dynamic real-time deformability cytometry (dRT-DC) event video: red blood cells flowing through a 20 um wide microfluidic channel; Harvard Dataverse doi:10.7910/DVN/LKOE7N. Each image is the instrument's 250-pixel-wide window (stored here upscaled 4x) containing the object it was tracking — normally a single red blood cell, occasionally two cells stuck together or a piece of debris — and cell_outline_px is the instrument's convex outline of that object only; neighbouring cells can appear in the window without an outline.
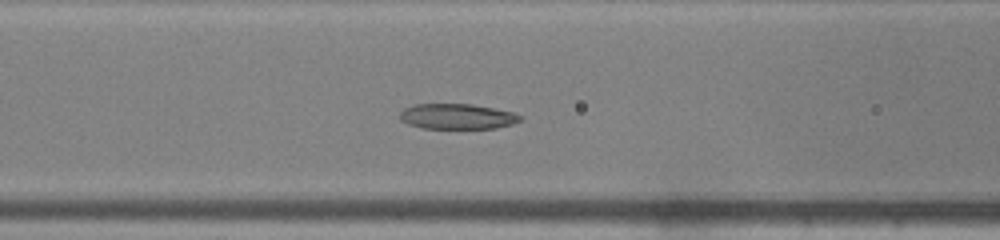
{"species": "common noctule bat (a hibernating species)", "species_latin": "Nyctalus noctula", "temperature_condition": "warm", "stored_images_in_passage": 39, "camera_frame_rate_fps": 3000, "um_per_image_px": 0.085, "animal": {"sex": "male", "body_mass_g": 19.0, "forearm_length_mm": 50.8}, "frame": {"image": 1, "passage_image": 11, "time_ms": 3.333, "image_size_px": [1000, 240], "cell_outline_px": [[524, 116], [520, 120], [512, 124], [496, 128], [424, 128], [408, 124], [400, 120], [400, 112], [404, 108], [416, 104], [472, 104], [512, 112]], "centroid_in_image_um": [38.85, 9.89], "position_along_channel_um": 127.7, "area_um2": 17.69}}
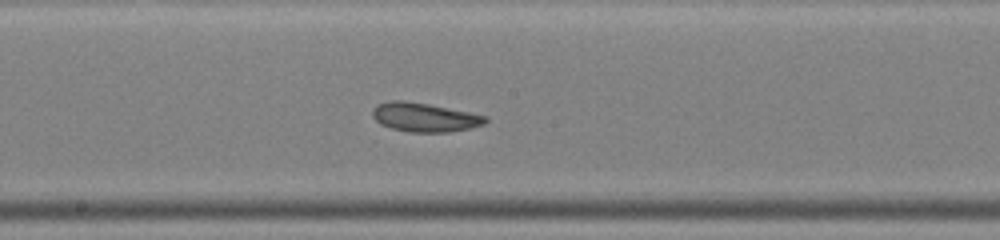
{"frame": {"image": 2, "passage_image": 17, "time_ms": 5.333, "image_size_px": [1000, 240], "cell_outline_px": [[488, 120], [484, 124], [468, 128], [448, 132], [408, 132], [392, 128], [380, 124], [372, 116], [372, 108], [380, 104], [392, 100], [404, 100], [428, 104], [488, 116]], "centroid_in_image_um": [36.07, 9.97], "position_along_channel_um": 212.1, "area_um2": 18.9}}
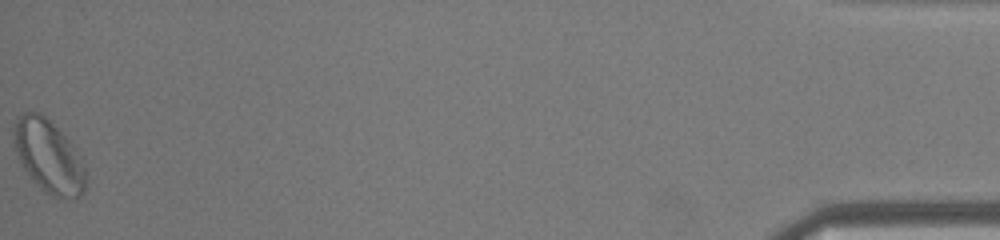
{"frame": {"image": 3, "passage_image": 39, "time_ms": 12.667, "image_size_px": [1000, 240], "cell_outline_px": [[84, 188], [80, 196], [52, 196], [44, 192], [40, 188], [24, 168], [20, 160], [16, 148], [16, 116], [24, 112], [40, 112], [72, 144], [80, 156], [84, 164]], "centroid_in_image_um": [4.14, 13.28], "position_along_channel_um": 431.1, "area_um2": 29.25}, "authors_computed_cell_mechanics": {"area_um2": 19.0162, "velocity_mm_per_s": 4.2296, "shape_relaxation_time_tau1_ms": 2.7696, "shape_relaxation_time_tau2_ms": 7.3239, "deformation_change_tau1": 0.0898, "deformation_change_tau2": 0.174}}